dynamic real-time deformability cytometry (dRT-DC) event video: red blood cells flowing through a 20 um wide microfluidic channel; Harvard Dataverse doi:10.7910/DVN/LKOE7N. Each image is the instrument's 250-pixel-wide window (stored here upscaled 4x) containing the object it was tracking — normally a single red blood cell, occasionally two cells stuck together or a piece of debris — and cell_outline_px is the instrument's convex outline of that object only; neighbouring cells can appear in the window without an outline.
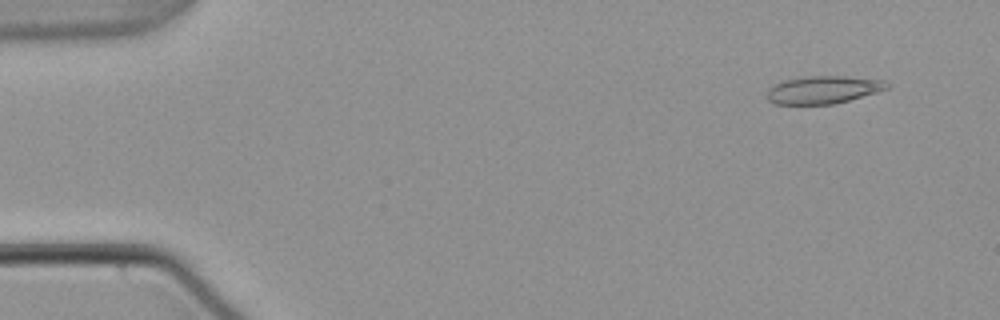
{"species": "common noctule bat (a hibernating species)", "species_latin": "Nyctalus noctula", "temperature_condition": "warm", "stored_images_in_passage": 53, "camera_frame_rate_fps": 3000, "um_per_image_px": 0.085, "animal": {"sex": "male", "body_mass_g": 21.5, "forearm_length_mm": 52.0}, "frame": {"image": 1, "passage_image": 4, "time_ms": 1.0, "image_size_px": [1000, 320], "cell_outline_px": [[892, 84], [888, 88], [876, 92], [848, 100], [832, 104], [776, 104], [768, 100], [764, 96], [768, 88], [784, 80], [804, 76], [844, 76], [888, 80]], "centroid_in_image_um": [69.97, 7.62], "position_along_channel_um": 15.0, "area_um2": 19.54}}
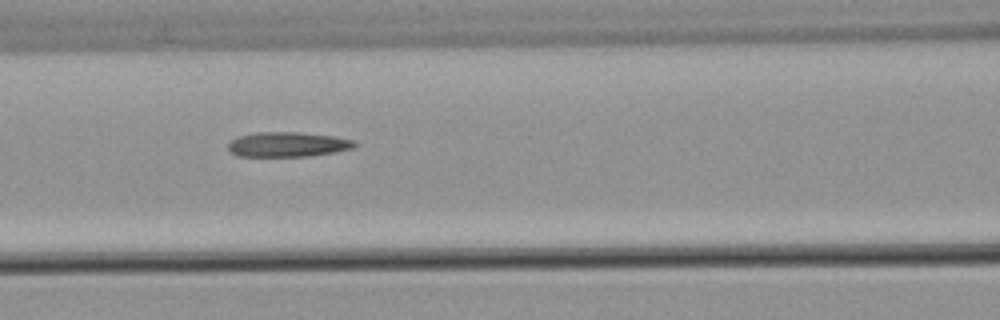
{"frame": {"image": 2, "passage_image": 23, "time_ms": 7.333, "image_size_px": [1000, 320], "cell_outline_px": [[356, 144], [352, 148], [332, 152], [308, 156], [236, 156], [228, 148], [228, 144], [232, 140], [240, 136], [256, 132], [300, 132], [336, 136], [356, 140]], "centroid_in_image_um": [24.47, 12.26], "position_along_channel_um": 142.1, "area_um2": 18.21}}
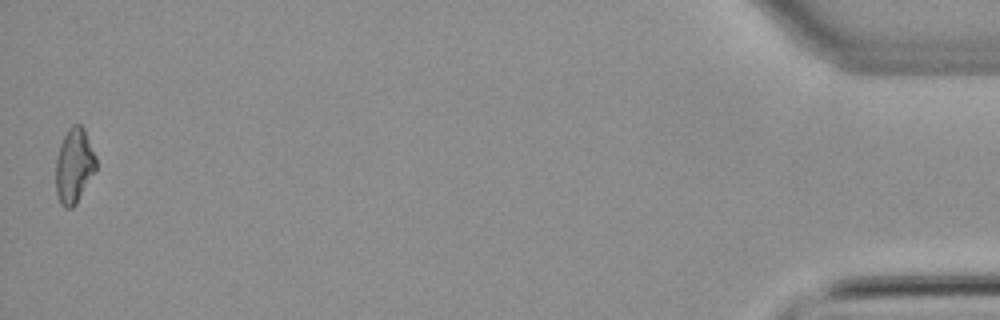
{"frame": {"image": 3, "passage_image": 53, "time_ms": 17.333, "image_size_px": [1000, 320], "cell_outline_px": [[96, 172], [76, 204], [72, 208], [64, 208], [60, 204], [56, 192], [56, 156], [60, 144], [68, 128], [72, 124], [80, 124], [84, 128], [96, 156]], "centroid_in_image_um": [6.31, 14.1], "position_along_channel_um": 428.9, "area_um2": 17.86}}